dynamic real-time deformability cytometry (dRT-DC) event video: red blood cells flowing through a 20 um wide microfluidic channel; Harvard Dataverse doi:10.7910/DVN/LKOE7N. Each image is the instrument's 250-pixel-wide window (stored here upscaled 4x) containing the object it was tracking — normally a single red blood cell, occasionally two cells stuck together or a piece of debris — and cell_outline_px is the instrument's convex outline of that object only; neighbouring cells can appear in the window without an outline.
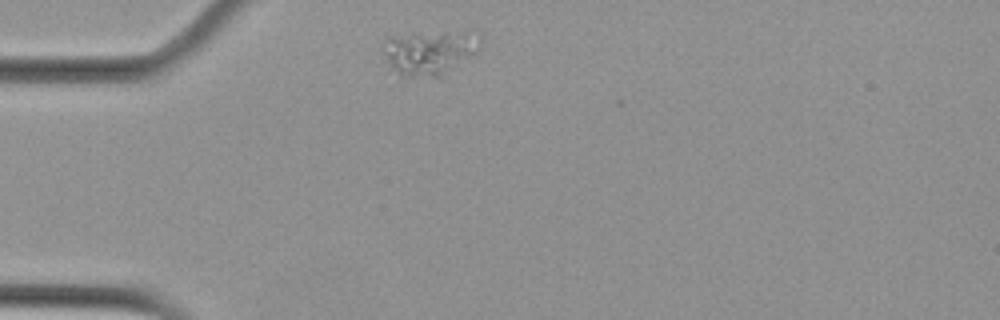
{"species": "Egyptian fruit bat (a non-hibernating species)", "species_latin": "Rousettus aegyptiacus", "temperature_condition": "cold", "stored_images_in_passage": 2, "camera_frame_rate_fps": 3000, "um_per_image_px": 0.085, "animal": {"sex": "female"}, "frame": {"image": 1, "passage_image": 1, "time_ms": 0.0, "image_size_px": [1000, 320], "cell_outline_px": [[480, 48], [476, 52], [444, 80], [400, 76], [388, 68], [384, 56], [384, 40], [388, 36], [412, 32], [476, 28], [480, 40]], "centroid_in_image_um": [36.58, 4.45], "position_along_channel_um": 48.4, "area_um2": 27.69}}